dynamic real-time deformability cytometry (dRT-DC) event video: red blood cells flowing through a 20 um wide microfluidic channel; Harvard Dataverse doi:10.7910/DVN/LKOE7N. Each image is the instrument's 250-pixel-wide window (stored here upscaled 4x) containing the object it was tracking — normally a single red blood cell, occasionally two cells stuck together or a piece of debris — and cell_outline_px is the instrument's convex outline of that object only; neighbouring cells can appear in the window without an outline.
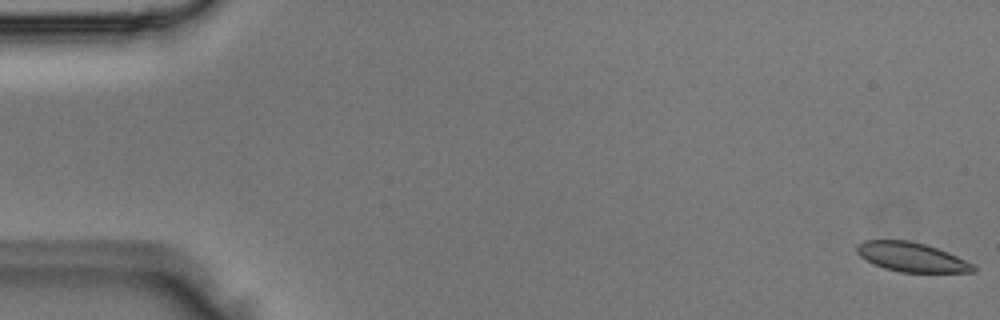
{"species": "Egyptian fruit bat (a non-hibernating species)", "species_latin": "Rousettus aegyptiacus", "temperature_condition": "room temperature", "stored_images_in_passage": 4, "camera_frame_rate_fps": 3000, "um_per_image_px": 0.085, "animal": {"sex": "male"}, "frame": {"image": 1, "passage_image": 1, "time_ms": 0.0, "image_size_px": [1000, 320], "cell_outline_px": [[976, 272], [900, 272], [884, 268], [860, 256], [856, 252], [856, 244], [864, 240], [908, 240], [924, 244], [948, 252], [972, 264], [976, 268]], "centroid_in_image_um": [77.46, 21.84], "position_along_channel_um": 7.5, "area_um2": 19.65}}
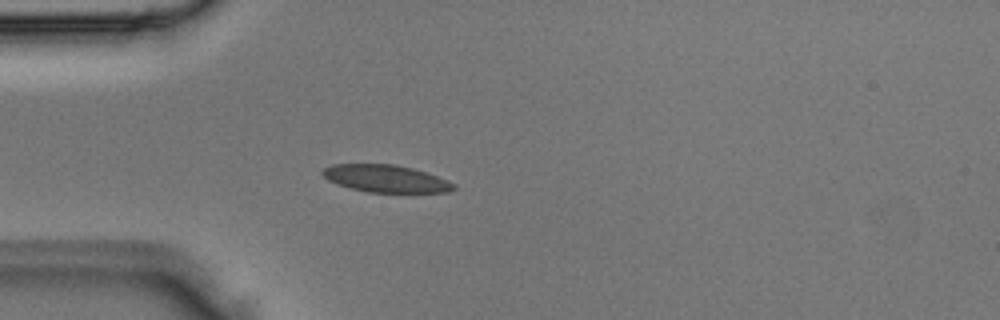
{"frame": {"image": 2, "passage_image": 4, "time_ms": 1.0, "image_size_px": [1000, 320], "cell_outline_px": [[456, 188], [448, 192], [368, 192], [336, 184], [328, 180], [320, 172], [324, 168], [332, 164], [392, 164], [412, 168], [436, 176], [456, 184]], "centroid_in_image_um": [32.76, 15.18], "position_along_channel_um": 52.2, "area_um2": 20.69}}